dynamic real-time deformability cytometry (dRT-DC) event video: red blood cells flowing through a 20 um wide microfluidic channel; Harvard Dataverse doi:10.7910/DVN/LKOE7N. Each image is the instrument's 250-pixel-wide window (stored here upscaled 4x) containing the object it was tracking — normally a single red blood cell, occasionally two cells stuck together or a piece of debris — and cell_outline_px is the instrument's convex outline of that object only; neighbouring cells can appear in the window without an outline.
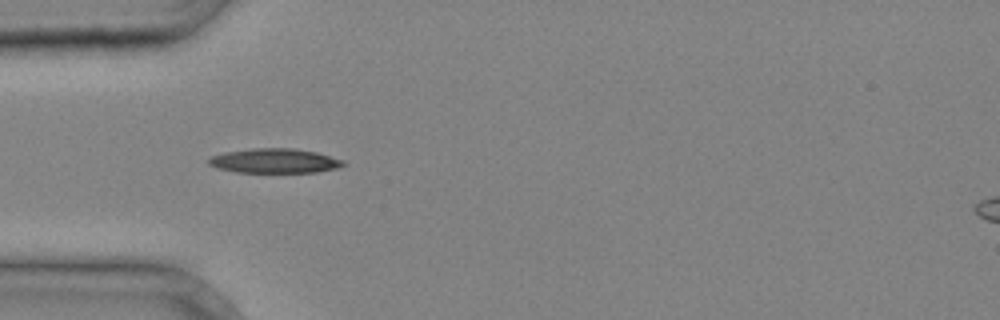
{"species": "common noctule bat (a hibernating species)", "species_latin": "Nyctalus noctula", "temperature_condition": "cold", "stored_images_in_passage": 3, "camera_frame_rate_fps": 3000, "um_per_image_px": 0.085, "animal": {"sex": "male", "body_mass_g": 20.4}, "frame": {"image": 1, "passage_image": 2, "time_ms": 0.333, "image_size_px": [1000, 320], "cell_outline_px": [[348, 164], [340, 168], [316, 172], [236, 172], [216, 168], [208, 164], [208, 160], [212, 156], [224, 152], [252, 148], [296, 148], [316, 152], [344, 160]], "centroid_in_image_um": [23.38, 13.67], "position_along_channel_um": 61.6, "area_um2": 19.42}}
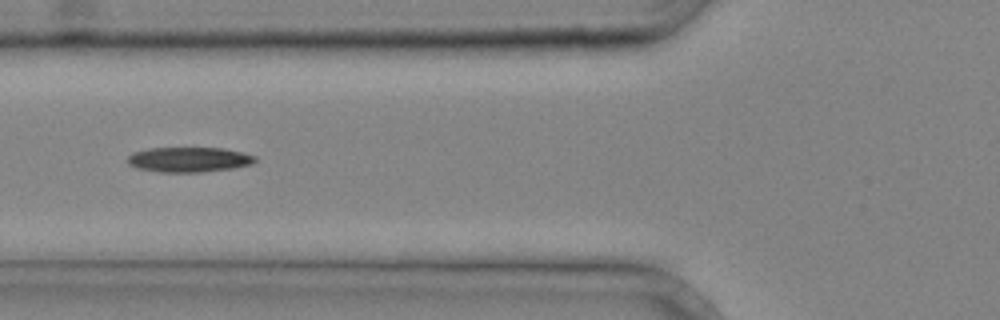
{"frame": {"image": 2, "passage_image": 3, "time_ms": 0.667, "image_size_px": [1000, 320], "cell_outline_px": [[256, 160], [252, 164], [232, 168], [200, 172], [160, 172], [136, 168], [128, 164], [128, 156], [132, 152], [148, 148], [224, 148], [244, 152], [256, 156]], "centroid_in_image_um": [16.05, 13.56], "position_along_channel_um": 109.7, "area_um2": 18.67}}